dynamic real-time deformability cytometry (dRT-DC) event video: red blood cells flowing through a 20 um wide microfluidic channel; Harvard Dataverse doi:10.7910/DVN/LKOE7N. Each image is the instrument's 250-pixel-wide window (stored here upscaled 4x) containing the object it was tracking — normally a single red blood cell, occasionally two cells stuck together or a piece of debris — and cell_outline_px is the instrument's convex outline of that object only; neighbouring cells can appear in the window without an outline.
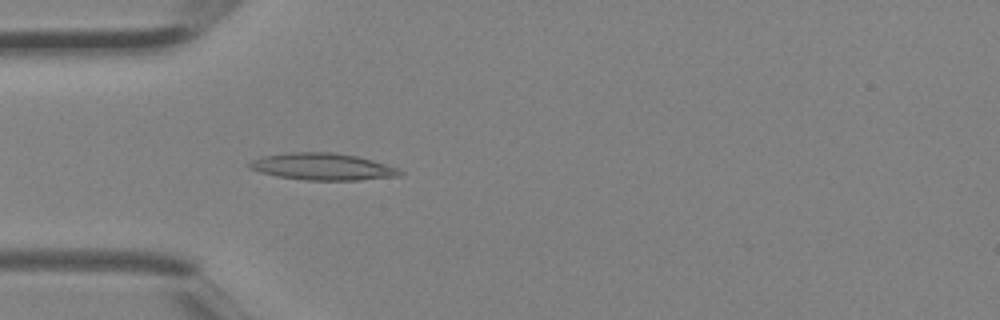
{"species": "Egyptian fruit bat (a non-hibernating species)", "species_latin": "Rousettus aegyptiacus", "temperature_condition": "room temperature", "stored_images_in_passage": 3, "camera_frame_rate_fps": 3000, "um_per_image_px": 0.085, "animal": {"sex": "female"}, "frame": {"image": 1, "passage_image": 3, "time_ms": 0.667, "image_size_px": [1000, 320], "cell_outline_px": [[404, 172], [400, 176], [360, 180], [304, 180], [276, 176], [260, 172], [248, 168], [248, 164], [252, 160], [264, 156], [288, 152], [332, 152], [356, 156], [372, 160], [396, 168]], "centroid_in_image_um": [27.4, 14.17], "position_along_channel_um": 57.6, "area_um2": 23.52}}